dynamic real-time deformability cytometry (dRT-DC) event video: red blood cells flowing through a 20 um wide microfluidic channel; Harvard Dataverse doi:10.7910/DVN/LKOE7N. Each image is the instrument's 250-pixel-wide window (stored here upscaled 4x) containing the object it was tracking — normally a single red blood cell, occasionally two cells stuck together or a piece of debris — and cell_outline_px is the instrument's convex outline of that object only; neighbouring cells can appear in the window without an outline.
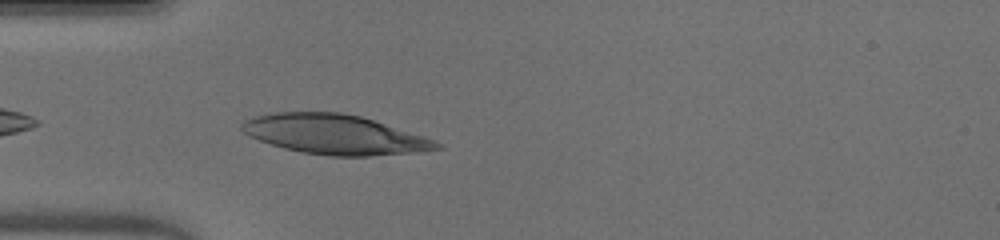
{"species": "human", "species_latin": "Homo sapiens", "temperature_condition": "warm", "stored_images_in_passage": 35, "camera_frame_rate_fps": 3000, "um_per_image_px": 0.085, "donor": {"sex": "male"}, "frame": {"image": 1, "passage_image": 2, "time_ms": 0.333, "image_size_px": [1000, 240], "cell_outline_px": [[444, 148], [412, 152], [368, 156], [328, 156], [300, 152], [284, 148], [248, 136], [240, 128], [240, 124], [244, 120], [252, 116], [276, 112], [340, 112], [360, 116], [436, 140], [444, 144]], "centroid_in_image_um": [28.42, 11.43], "position_along_channel_um": 56.6, "area_um2": 44.91}}
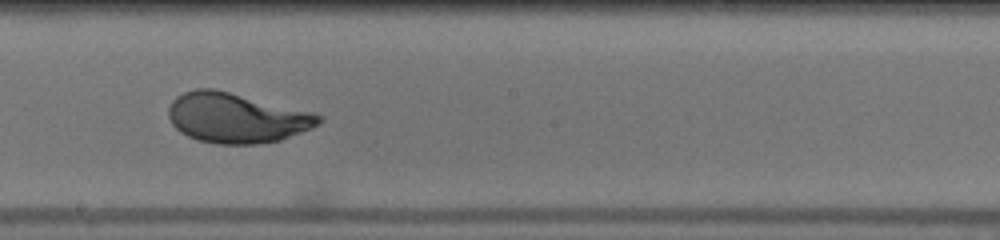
{"frame": {"image": 2, "passage_image": 15, "time_ms": 4.667, "image_size_px": [1000, 240], "cell_outline_px": [[324, 120], [320, 124], [312, 128], [280, 140], [256, 144], [216, 144], [196, 140], [180, 132], [172, 124], [168, 116], [168, 108], [172, 100], [176, 96], [184, 92], [196, 88], [216, 88], [312, 112], [324, 116]], "centroid_in_image_um": [20.09, 10.01], "position_along_channel_um": 228.1, "area_um2": 44.1}}
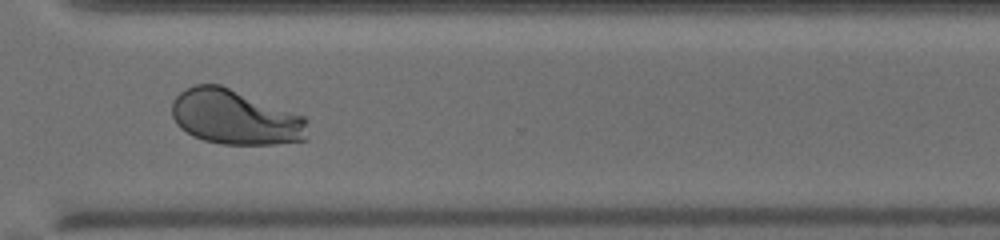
{"frame": {"image": 3, "passage_image": 24, "time_ms": 7.667, "image_size_px": [1000, 240], "cell_outline_px": [[308, 140], [272, 144], [224, 144], [204, 140], [180, 128], [176, 124], [172, 116], [172, 100], [180, 92], [196, 84], [220, 84], [304, 116], [308, 120]], "centroid_in_image_um": [20.01, 9.97], "position_along_channel_um": 350.6, "area_um2": 43.35}, "authors_computed_cell_mechanics": {"area_um2": 42.772, "velocity_mm_per_s": 4.0856, "shape_relaxation_time_tau1_ms": 3.6187, "shape_relaxation_time_tau2_ms": null, "deformation_change_tau1": 0.2212, "deformation_change_tau2": null}}